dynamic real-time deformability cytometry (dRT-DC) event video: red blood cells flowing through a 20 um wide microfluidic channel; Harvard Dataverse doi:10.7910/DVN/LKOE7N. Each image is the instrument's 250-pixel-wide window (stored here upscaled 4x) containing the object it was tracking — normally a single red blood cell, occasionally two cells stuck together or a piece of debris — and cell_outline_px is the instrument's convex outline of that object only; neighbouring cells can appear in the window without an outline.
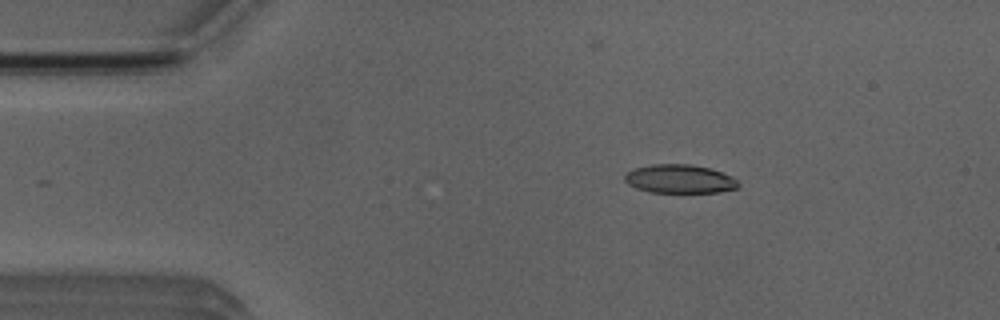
{"species": "Egyptian fruit bat (a non-hibernating species)", "species_latin": "Rousettus aegyptiacus", "temperature_condition": "room temperature", "stored_images_in_passage": 4, "camera_frame_rate_fps": 3000, "um_per_image_px": 0.085, "animal": {"sex": "male"}, "frame": {"image": 1, "passage_image": 1, "time_ms": 0.0, "image_size_px": [1000, 320], "cell_outline_px": [[740, 184], [736, 188], [720, 192], [648, 192], [636, 188], [628, 184], [624, 180], [624, 176], [632, 168], [652, 164], [692, 164], [712, 168], [732, 176]], "centroid_in_image_um": [57.76, 15.2], "position_along_channel_um": 27.2, "area_um2": 19.13}}